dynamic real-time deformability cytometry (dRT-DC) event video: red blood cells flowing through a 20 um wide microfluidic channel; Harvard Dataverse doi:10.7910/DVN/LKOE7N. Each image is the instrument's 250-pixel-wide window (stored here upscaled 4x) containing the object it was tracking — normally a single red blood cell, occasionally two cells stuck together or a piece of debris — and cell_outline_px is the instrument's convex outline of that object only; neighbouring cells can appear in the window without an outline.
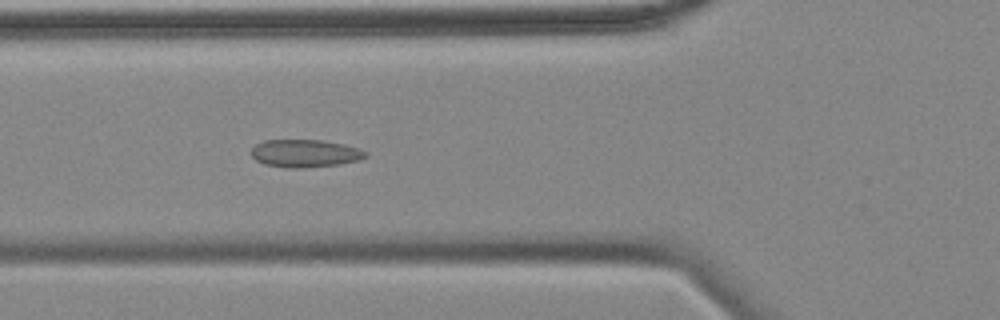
{"species": "common noctule bat (a hibernating species)", "species_latin": "Nyctalus noctula", "temperature_condition": "cold", "stored_images_in_passage": 56, "camera_frame_rate_fps": 3000, "um_per_image_px": 0.085, "animal": {"sex": "female", "body_mass_g": 18.4}, "frame": {"image": 1, "passage_image": 19, "time_ms": 6.0, "image_size_px": [1000, 320], "cell_outline_px": [[368, 156], [360, 160], [340, 164], [304, 168], [288, 168], [264, 164], [256, 160], [252, 156], [252, 148], [256, 144], [264, 140], [320, 140], [344, 144], [368, 152]], "centroid_in_image_um": [25.94, 13.04], "position_along_channel_um": 99.9, "area_um2": 18.5}}
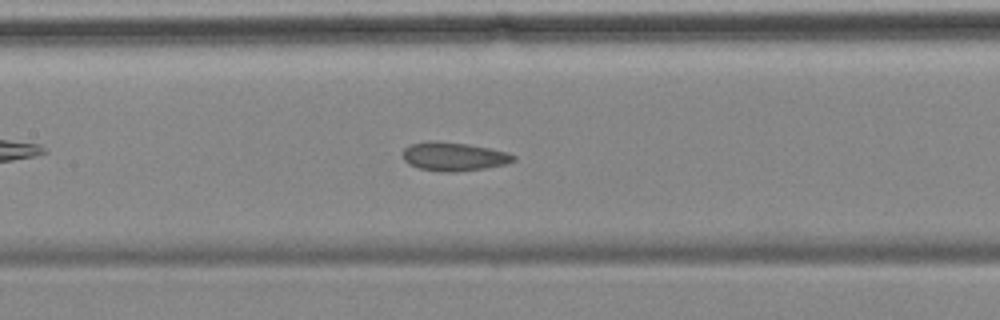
{"frame": {"image": 2, "passage_image": 25, "time_ms": 8.0, "image_size_px": [1000, 320], "cell_outline_px": [[516, 160], [504, 164], [484, 168], [456, 172], [440, 172], [420, 168], [408, 164], [404, 160], [404, 148], [408, 144], [428, 140], [436, 140], [468, 144], [488, 148], [504, 152], [516, 156]], "centroid_in_image_um": [38.52, 13.29], "position_along_channel_um": 168.9, "area_um2": 18.5}}
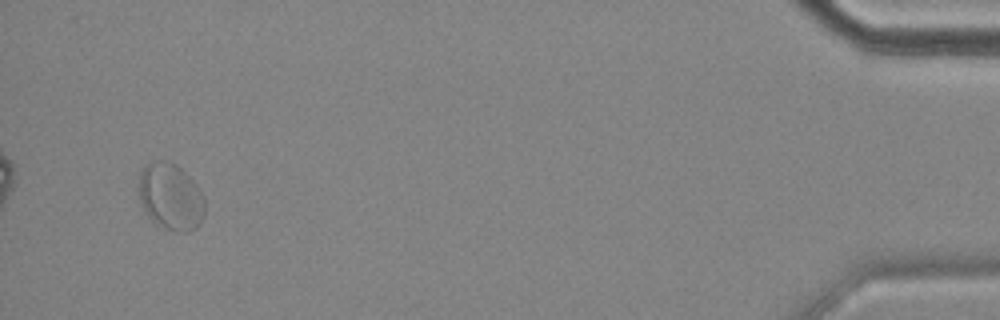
{"frame": {"image": 3, "passage_image": 54, "time_ms": 17.667, "image_size_px": [1000, 320], "cell_outline_px": [[204, 216], [200, 224], [196, 228], [188, 232], [176, 232], [156, 224], [144, 212], [140, 204], [140, 168], [144, 164], [152, 160], [164, 160], [176, 164], [196, 184], [204, 196]], "centroid_in_image_um": [14.5, 16.72], "position_along_channel_um": 420.7, "area_um2": 25.95}, "authors_computed_cell_mechanics": {"area_um2": 19.8832, "velocity_mm_per_s": 3.442, "shape_relaxation_time_tau1_ms": 3.1158, "shape_relaxation_time_tau2_ms": 1.2819, "deformation_change_tau1": 0.069, "deformation_change_tau2": 0.0661}}